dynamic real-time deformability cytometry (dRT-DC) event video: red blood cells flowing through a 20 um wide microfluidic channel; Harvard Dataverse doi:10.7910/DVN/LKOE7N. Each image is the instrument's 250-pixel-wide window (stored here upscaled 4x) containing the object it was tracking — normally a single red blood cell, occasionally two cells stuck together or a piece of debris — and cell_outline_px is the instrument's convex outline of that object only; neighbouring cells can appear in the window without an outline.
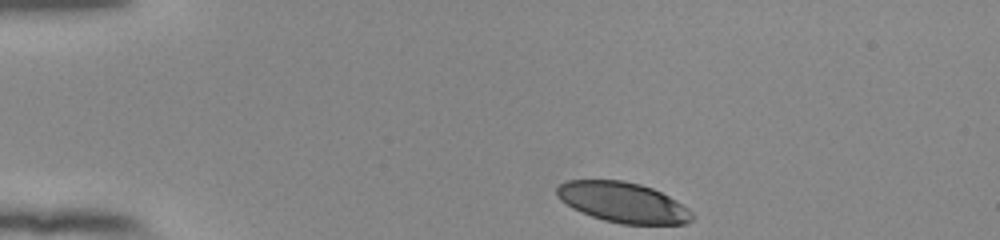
{"species": "human", "species_latin": "Homo sapiens", "temperature_condition": "room temperature", "stored_images_in_passage": 37, "camera_frame_rate_fps": 3000, "um_per_image_px": 0.085, "donor": {"sex": "female"}, "frame": {"image": 1, "passage_image": 1, "time_ms": 0.0, "image_size_px": [1000, 240], "cell_outline_px": [[692, 220], [684, 224], [620, 224], [604, 220], [580, 212], [572, 208], [560, 200], [556, 196], [556, 188], [560, 184], [568, 180], [624, 180], [640, 184], [652, 188], [676, 200], [688, 208], [692, 212]], "centroid_in_image_um": [52.93, 17.2], "position_along_channel_um": 32.1, "area_um2": 31.79}}
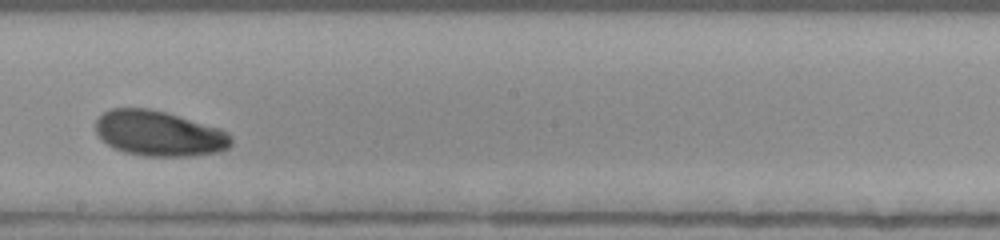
{"frame": {"image": 2, "passage_image": 22, "time_ms": 7.0, "image_size_px": [1000, 240], "cell_outline_px": [[232, 144], [228, 148], [220, 152], [192, 156], [144, 156], [124, 152], [112, 148], [96, 132], [96, 120], [104, 112], [112, 108], [148, 108], [164, 112], [220, 128], [228, 132], [232, 136]], "centroid_in_image_um": [13.55, 11.36], "position_along_channel_um": 234.7, "area_um2": 35.78}}
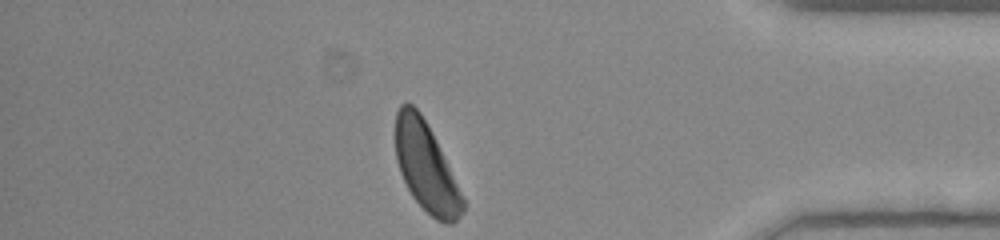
{"frame": {"image": 3, "passage_image": 37, "time_ms": 12.0, "image_size_px": [1000, 240], "cell_outline_px": [[464, 212], [452, 224], [444, 224], [436, 220], [412, 196], [400, 172], [396, 160], [396, 112], [400, 104], [412, 104], [420, 112], [432, 132], [464, 200]], "centroid_in_image_um": [36.2, 14.2], "position_along_channel_um": 399.0, "area_um2": 34.16}, "authors_computed_cell_mechanics": {"area_um2": 35.4892, "velocity_mm_per_s": 3.8498, "shape_relaxation_time_tau1_ms": 3.8388, "shape_relaxation_time_tau2_ms": null, "deformation_change_tau1": 0.1184, "deformation_change_tau2": null}}